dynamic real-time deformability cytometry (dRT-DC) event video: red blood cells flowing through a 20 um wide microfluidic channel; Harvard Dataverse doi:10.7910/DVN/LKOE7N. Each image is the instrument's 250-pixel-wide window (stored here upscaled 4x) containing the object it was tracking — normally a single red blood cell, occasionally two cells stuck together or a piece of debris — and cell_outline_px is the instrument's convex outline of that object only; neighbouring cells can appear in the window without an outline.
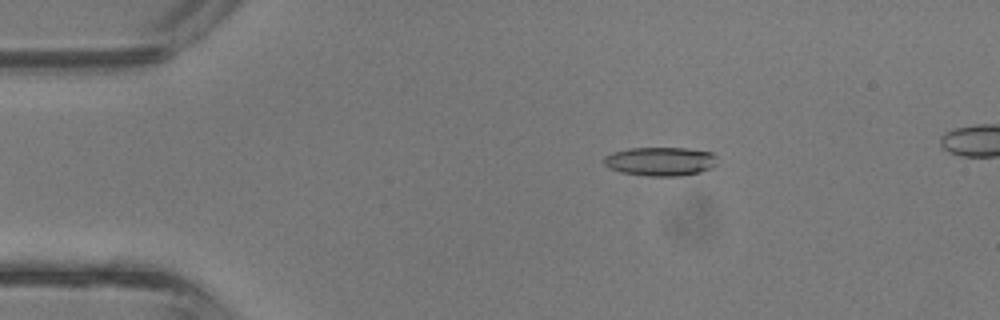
{"species": "common noctule bat (a hibernating species)", "species_latin": "Nyctalus noctula", "temperature_condition": "room temperature", "stored_images_in_passage": 42, "camera_frame_rate_fps": 3000, "um_per_image_px": 0.085, "animal": {"sex": "male", "body_mass_g": 13.3}, "frame": {"image": 1, "passage_image": 8, "time_ms": 2.333, "image_size_px": [1000, 320], "cell_outline_px": [[716, 164], [712, 168], [700, 172], [680, 176], [648, 176], [620, 172], [608, 168], [604, 164], [604, 156], [612, 152], [628, 148], [688, 148], [712, 152], [716, 156]], "centroid_in_image_um": [56.13, 13.72], "position_along_channel_um": 28.9, "area_um2": 19.25}}
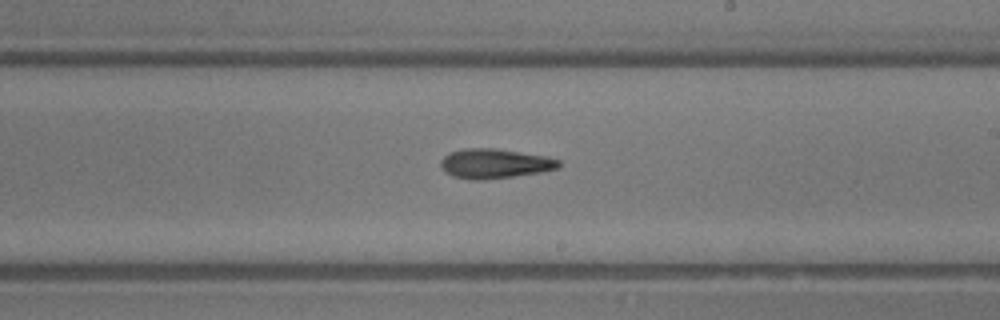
{"frame": {"image": 2, "passage_image": 25, "time_ms": 8.0, "image_size_px": [1000, 320], "cell_outline_px": [[560, 168], [544, 172], [480, 180], [472, 180], [452, 176], [444, 172], [440, 164], [440, 160], [448, 152], [464, 148], [496, 148], [544, 156], [560, 160]], "centroid_in_image_um": [42.02, 13.9], "position_along_channel_um": 247.0, "area_um2": 20.52}}
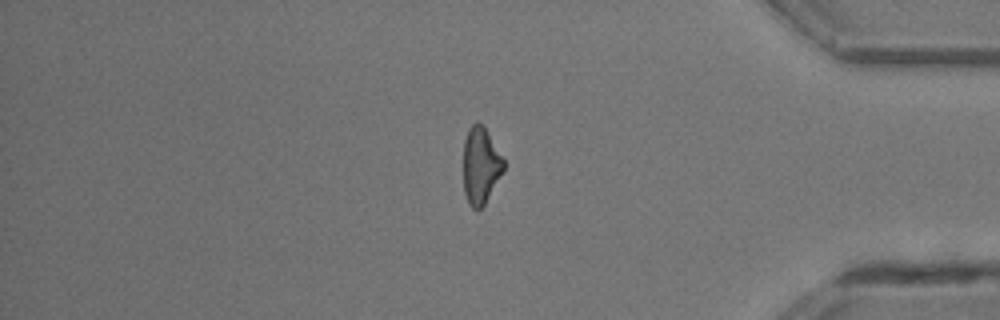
{"frame": {"image": 3, "passage_image": 36, "time_ms": 11.667, "image_size_px": [1000, 320], "cell_outline_px": [[504, 172], [484, 204], [476, 212], [468, 204], [464, 192], [464, 140], [468, 128], [476, 120], [484, 128], [504, 160]], "centroid_in_image_um": [40.84, 14.11], "position_along_channel_um": 394.4, "area_um2": 17.92}, "authors_computed_cell_mechanics": {"area_um2": 19.3919, "velocity_mm_per_s": 4.8433, "shape_relaxation_time_tau1_ms": 7.2558, "shape_relaxation_time_tau2_ms": null, "deformation_change_tau1": 0.2333, "deformation_change_tau2": null}}